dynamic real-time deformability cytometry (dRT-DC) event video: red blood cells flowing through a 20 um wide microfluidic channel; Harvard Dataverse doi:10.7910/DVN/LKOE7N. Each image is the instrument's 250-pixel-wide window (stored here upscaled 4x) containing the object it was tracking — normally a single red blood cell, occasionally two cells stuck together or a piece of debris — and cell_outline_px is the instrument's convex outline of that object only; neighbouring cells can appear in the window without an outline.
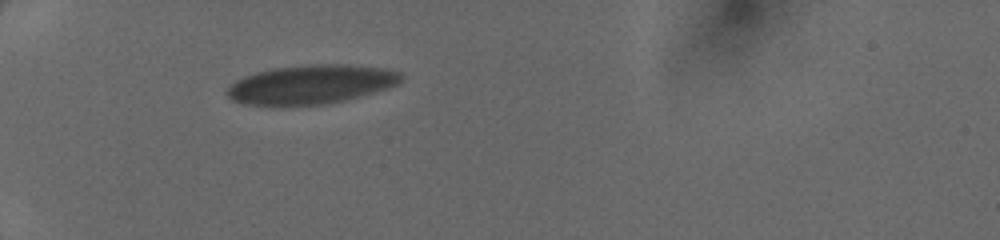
{"species": "human", "species_latin": "Homo sapiens", "temperature_condition": "cold", "stored_images_in_passage": 33, "camera_frame_rate_fps": 3000, "um_per_image_px": 0.085, "donor": {"sex": "female"}, "frame": {"image": 1, "passage_image": 1, "time_ms": 0.0, "image_size_px": [1000, 240], "cell_outline_px": [[404, 76], [396, 84], [388, 88], [360, 96], [344, 100], [324, 104], [248, 104], [232, 100], [224, 92], [236, 80], [244, 76], [256, 72], [276, 68], [304, 64], [348, 64], [384, 68], [400, 72]], "centroid_in_image_um": [26.46, 7.15], "position_along_channel_um": 58.5, "area_um2": 39.13}}
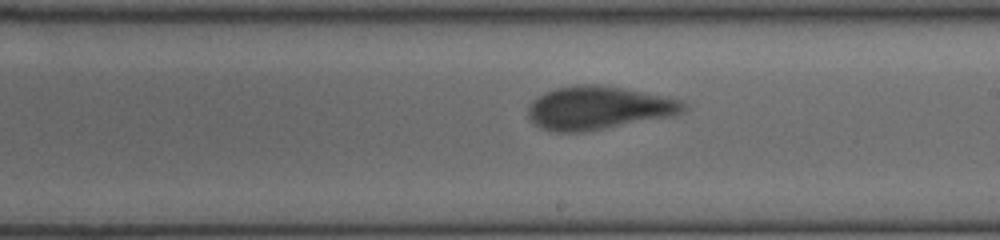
{"frame": {"image": 2, "passage_image": 15, "time_ms": 4.667, "image_size_px": [1000, 240], "cell_outline_px": [[688, 108], [672, 116], [580, 132], [556, 132], [544, 128], [536, 124], [528, 116], [528, 108], [532, 100], [544, 92], [556, 88], [576, 84], [600, 84], [624, 88], [680, 100]], "centroid_in_image_um": [50.83, 9.15], "position_along_channel_um": 238.2, "area_um2": 38.67}}
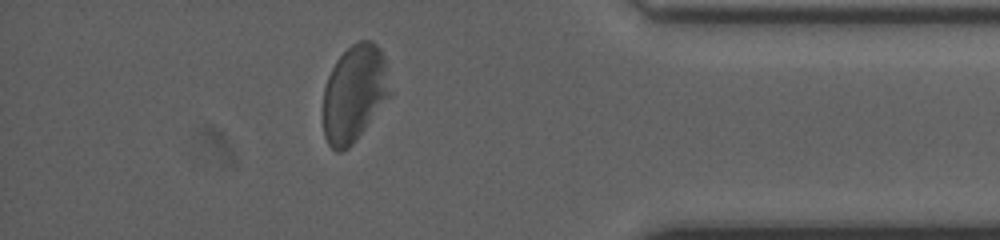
{"frame": {"image": 3, "passage_image": 28, "time_ms": 9.0, "image_size_px": [1000, 240], "cell_outline_px": [[392, 92], [352, 144], [348, 148], [340, 152], [336, 152], [328, 144], [324, 136], [324, 88], [328, 76], [336, 60], [352, 44], [360, 40], [372, 40], [380, 48], [384, 56]], "centroid_in_image_um": [30.12, 7.91], "position_along_channel_um": 405.1, "area_um2": 37.45}}